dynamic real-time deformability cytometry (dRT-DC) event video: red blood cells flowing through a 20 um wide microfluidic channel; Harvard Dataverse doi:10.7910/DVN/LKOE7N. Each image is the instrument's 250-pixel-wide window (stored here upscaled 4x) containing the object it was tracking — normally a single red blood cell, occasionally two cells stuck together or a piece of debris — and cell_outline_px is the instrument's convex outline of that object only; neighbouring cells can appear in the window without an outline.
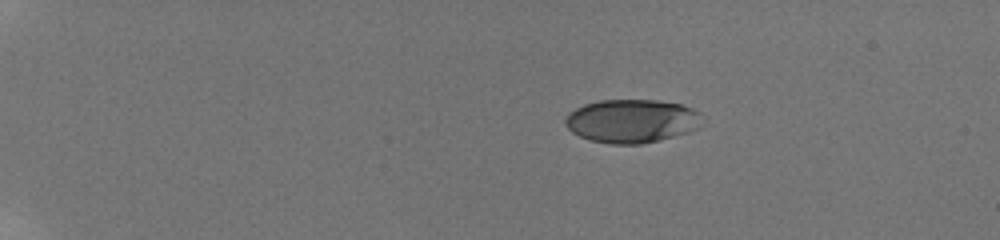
{"species": "human", "species_latin": "Homo sapiens", "temperature_condition": "room temperature", "stored_images_in_passage": 47, "camera_frame_rate_fps": 3000, "um_per_image_px": 0.085, "donor": {"sex": "male"}, "frame": {"image": 1, "passage_image": 1, "time_ms": 0.0, "image_size_px": [1000, 240], "cell_outline_px": [[704, 116], [700, 128], [688, 132], [640, 144], [612, 144], [592, 140], [580, 136], [572, 132], [564, 124], [564, 120], [568, 112], [584, 104], [600, 100], [656, 100], [680, 104], [692, 108], [700, 112]], "centroid_in_image_um": [53.71, 10.27], "position_along_channel_um": 31.3, "area_um2": 34.8}}
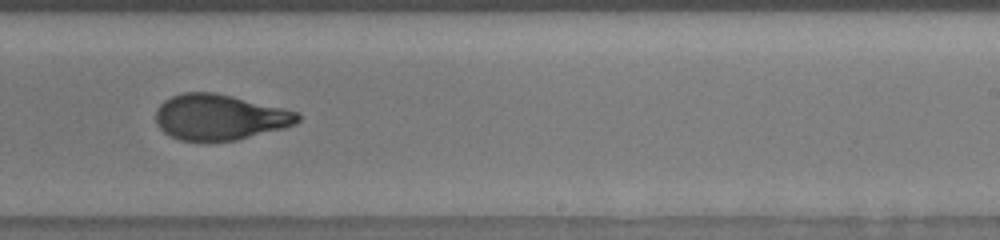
{"frame": {"image": 2, "passage_image": 29, "time_ms": 9.333, "image_size_px": [1000, 240], "cell_outline_px": [[300, 120], [296, 124], [284, 128], [236, 140], [180, 140], [168, 136], [156, 124], [156, 108], [164, 100], [172, 96], [184, 92], [216, 92], [284, 108], [300, 112]], "centroid_in_image_um": [18.67, 9.95], "position_along_channel_um": 270.3, "area_um2": 37.86}}
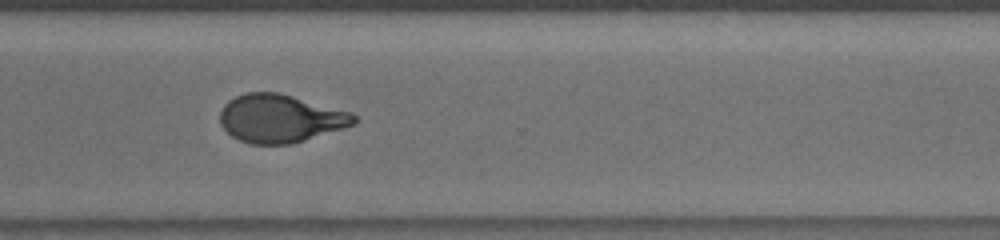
{"frame": {"image": 3, "passage_image": 35, "time_ms": 11.333, "image_size_px": [1000, 240], "cell_outline_px": [[360, 120], [356, 124], [344, 128], [292, 144], [248, 144], [232, 136], [220, 124], [220, 112], [224, 104], [228, 100], [244, 92], [280, 92], [352, 112]], "centroid_in_image_um": [23.85, 10.06], "position_along_channel_um": 346.8, "area_um2": 37.92}, "authors_computed_cell_mechanics": {"area_um2": 37.6856, "velocity_mm_per_s": 3.8261, "shape_relaxation_time_tau1_ms": 4.9702, "shape_relaxation_time_tau2_ms": 0.8752, "deformation_change_tau1": 0.2077, "deformation_change_tau2": 0.0755}}